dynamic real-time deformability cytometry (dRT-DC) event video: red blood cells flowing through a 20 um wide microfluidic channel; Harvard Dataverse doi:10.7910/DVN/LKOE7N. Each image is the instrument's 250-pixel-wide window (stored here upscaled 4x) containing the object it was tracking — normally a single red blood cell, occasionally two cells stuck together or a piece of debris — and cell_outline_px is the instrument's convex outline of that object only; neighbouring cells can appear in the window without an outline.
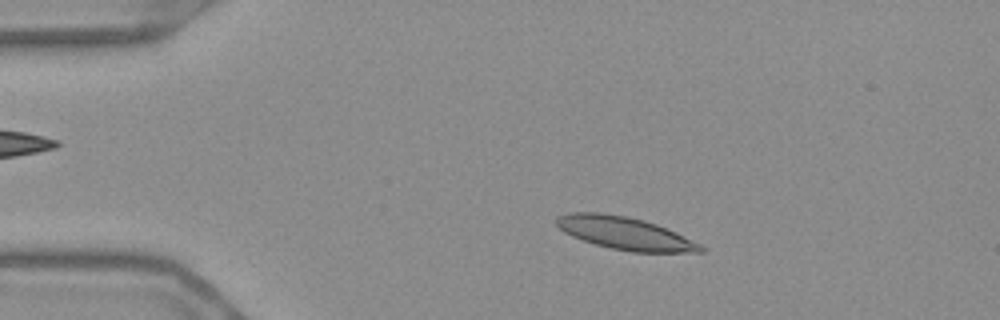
{"species": "Egyptian fruit bat (a non-hibernating species)", "species_latin": "Rousettus aegyptiacus", "temperature_condition": "warm", "stored_images_in_passage": 52, "camera_frame_rate_fps": 3000, "um_per_image_px": 0.085, "frame": {"image": 1, "passage_image": 7, "time_ms": 2.0, "image_size_px": [1000, 320], "cell_outline_px": [[704, 252], [632, 252], [612, 248], [596, 244], [572, 236], [564, 232], [556, 224], [556, 216], [568, 212], [600, 212], [624, 216], [644, 220], [656, 224], [676, 232], [700, 244], [704, 248]], "centroid_in_image_um": [53.1, 19.81], "position_along_channel_um": 31.9, "area_um2": 27.22}}
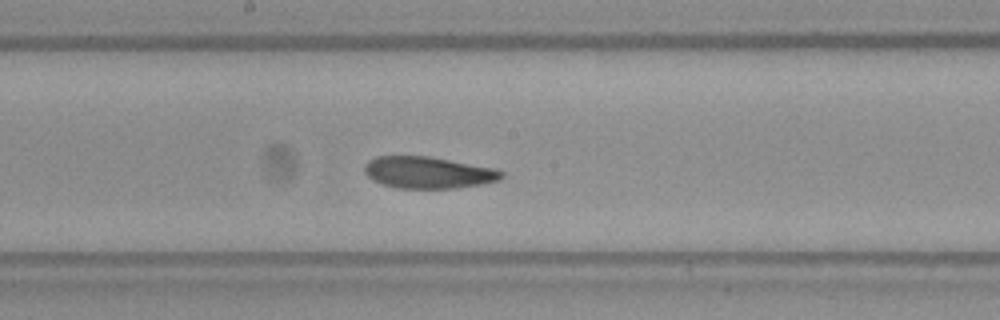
{"frame": {"image": 2, "passage_image": 26, "time_ms": 8.333, "image_size_px": [1000, 320], "cell_outline_px": [[504, 176], [500, 180], [480, 184], [456, 188], [396, 188], [380, 184], [372, 180], [364, 172], [364, 164], [368, 160], [376, 156], [428, 156], [496, 168], [504, 172]], "centroid_in_image_um": [36.37, 14.66], "position_along_channel_um": 211.8, "area_um2": 25.55}}
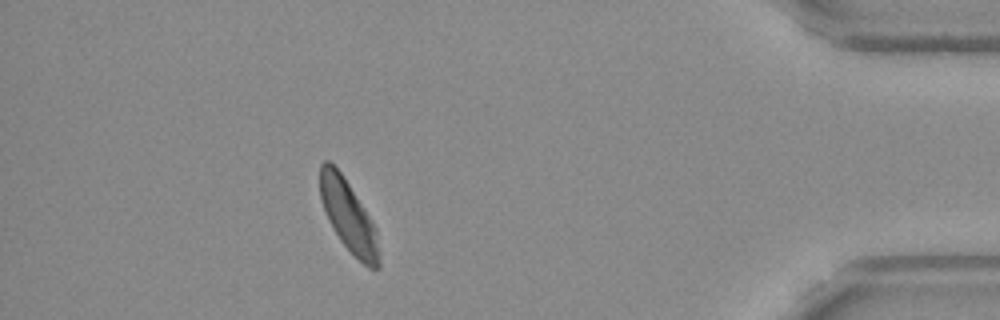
{"frame": {"image": 3, "passage_image": 46, "time_ms": 15.0, "image_size_px": [1000, 320], "cell_outline_px": [[380, 268], [368, 268], [340, 240], [328, 220], [320, 200], [320, 164], [324, 160], [328, 160], [340, 172], [372, 220], [376, 232], [380, 256]], "centroid_in_image_um": [29.61, 18.37], "position_along_channel_um": 405.6, "area_um2": 24.1}, "authors_computed_cell_mechanics": {"area_um2": 25.9811, "velocity_mm_per_s": 3.6501, "shape_relaxation_time_tau1_ms": 8.9342, "shape_relaxation_time_tau2_ms": 6.6307, "deformation_change_tau1": 0.21, "deformation_change_tau2": 0.1334}}